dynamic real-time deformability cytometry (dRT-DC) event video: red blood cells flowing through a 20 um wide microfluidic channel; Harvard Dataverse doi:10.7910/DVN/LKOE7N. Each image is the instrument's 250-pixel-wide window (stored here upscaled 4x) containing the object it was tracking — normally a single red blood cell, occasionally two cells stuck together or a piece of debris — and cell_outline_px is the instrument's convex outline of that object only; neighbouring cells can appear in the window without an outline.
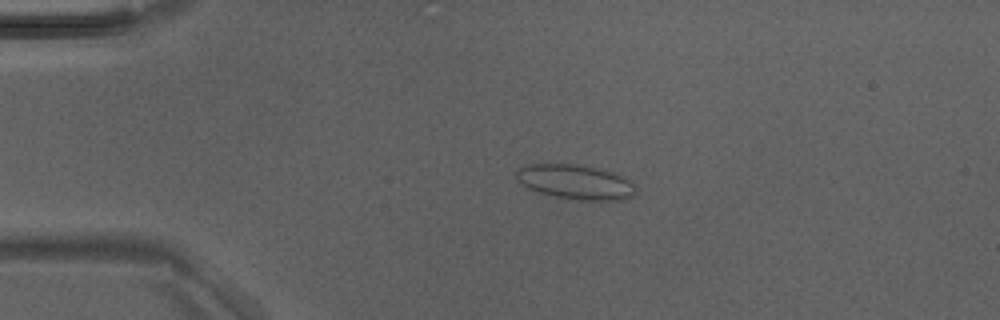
{"species": "Egyptian fruit bat (a non-hibernating species)", "species_latin": "Rousettus aegyptiacus", "temperature_condition": "room temperature", "stored_images_in_passage": 4, "camera_frame_rate_fps": 3000, "um_per_image_px": 0.085, "animal": {"sex": "male"}, "frame": {"image": 1, "passage_image": 3, "time_ms": 0.667, "image_size_px": [1000, 320], "cell_outline_px": [[636, 192], [632, 196], [624, 200], [576, 200], [536, 192], [528, 188], [516, 180], [516, 168], [528, 164], [576, 164], [596, 168], [612, 172], [624, 176], [632, 180], [636, 184]], "centroid_in_image_um": [48.93, 15.47], "position_along_channel_um": 36.1, "area_um2": 24.45}}